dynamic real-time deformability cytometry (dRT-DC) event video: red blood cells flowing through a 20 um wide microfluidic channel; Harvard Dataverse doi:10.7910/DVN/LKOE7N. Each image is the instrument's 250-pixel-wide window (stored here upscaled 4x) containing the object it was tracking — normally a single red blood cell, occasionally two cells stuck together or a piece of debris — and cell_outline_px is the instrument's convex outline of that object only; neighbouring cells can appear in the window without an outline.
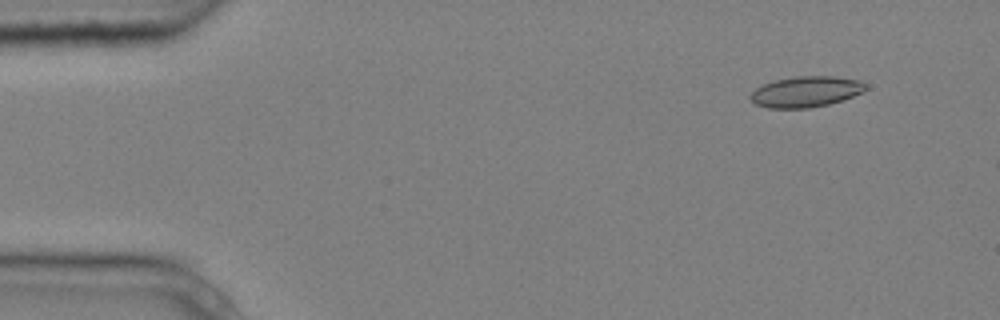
{"species": "common noctule bat (a hibernating species)", "species_latin": "Nyctalus noctula", "temperature_condition": "cold", "stored_images_in_passage": 6, "camera_frame_rate_fps": 3000, "um_per_image_px": 0.085, "animal": {"sex": "male", "body_mass_g": 20.4}, "frame": {"image": 1, "passage_image": 2, "time_ms": 0.333, "image_size_px": [1000, 320], "cell_outline_px": [[868, 88], [852, 96], [828, 104], [808, 108], [768, 108], [756, 104], [748, 96], [756, 88], [764, 84], [776, 80], [796, 76], [832, 76], [860, 80]], "centroid_in_image_um": [68.47, 7.79], "position_along_channel_um": 16.5, "area_um2": 20.4}}